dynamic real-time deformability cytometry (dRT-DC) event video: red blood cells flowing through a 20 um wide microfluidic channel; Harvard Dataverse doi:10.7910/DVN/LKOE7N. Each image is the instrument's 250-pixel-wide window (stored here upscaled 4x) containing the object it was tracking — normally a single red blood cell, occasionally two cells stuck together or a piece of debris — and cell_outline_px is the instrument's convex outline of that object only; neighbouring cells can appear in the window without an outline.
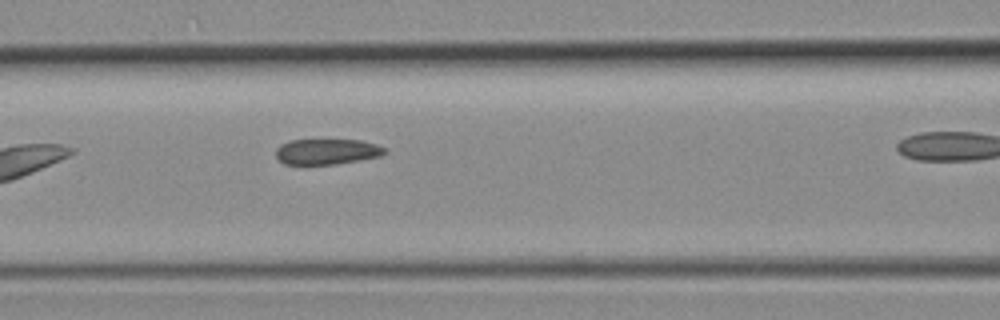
{"species": "common noctule bat (a hibernating species)", "species_latin": "Nyctalus noctula", "temperature_condition": "room temperature", "stored_images_in_passage": 5, "camera_frame_rate_fps": 3000, "um_per_image_px": 0.085, "animal": {"sex": "female", "body_mass_g": 19.3, "forearm_length_mm": 54.1}, "frame": {"image": 1, "passage_image": 3, "time_ms": 0.667, "image_size_px": [1000, 320], "cell_outline_px": [[388, 152], [380, 156], [336, 164], [284, 164], [276, 156], [276, 148], [280, 144], [288, 140], [360, 140], [376, 144], [388, 148]], "centroid_in_image_um": [27.8, 12.88], "position_along_channel_um": 138.8, "area_um2": 16.3}}
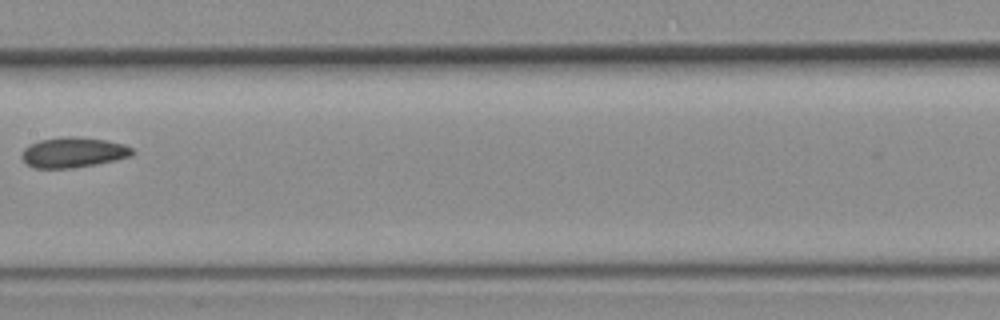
{"frame": {"image": 2, "passage_image": 5, "time_ms": 1.333, "image_size_px": [1000, 320], "cell_outline_px": [[136, 152], [132, 156], [116, 160], [96, 164], [68, 168], [36, 168], [28, 164], [24, 160], [24, 148], [40, 140], [64, 136], [76, 136], [104, 140], [124, 144], [132, 148]], "centroid_in_image_um": [6.3, 12.94], "position_along_channel_um": 201.1, "area_um2": 19.25}}